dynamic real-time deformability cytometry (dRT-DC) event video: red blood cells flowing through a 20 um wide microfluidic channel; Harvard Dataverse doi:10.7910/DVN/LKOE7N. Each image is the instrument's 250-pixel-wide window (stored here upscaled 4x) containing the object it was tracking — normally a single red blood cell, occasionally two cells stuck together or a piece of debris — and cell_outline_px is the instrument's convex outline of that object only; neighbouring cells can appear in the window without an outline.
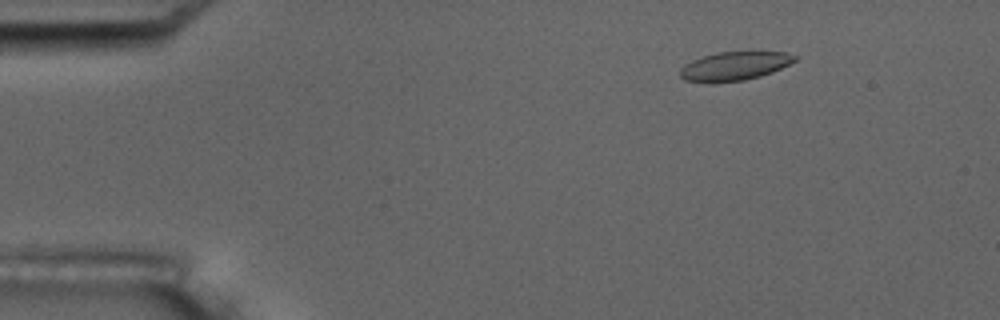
{"species": "common noctule bat (a hibernating species)", "species_latin": "Nyctalus noctula", "temperature_condition": "room temperature", "stored_images_in_passage": 7, "camera_frame_rate_fps": 3000, "um_per_image_px": 0.085, "animal": {"sex": "male", "body_mass_g": 17.5, "forearm_length_mm": 52.3}, "frame": {"image": 1, "passage_image": 3, "time_ms": 2.0, "image_size_px": [1000, 320], "cell_outline_px": [[800, 56], [796, 60], [772, 72], [760, 76], [744, 80], [684, 80], [680, 76], [680, 68], [684, 64], [692, 60], [716, 52], [784, 52]], "centroid_in_image_um": [62.47, 5.57], "position_along_channel_um": 22.5, "area_um2": 18.5}}